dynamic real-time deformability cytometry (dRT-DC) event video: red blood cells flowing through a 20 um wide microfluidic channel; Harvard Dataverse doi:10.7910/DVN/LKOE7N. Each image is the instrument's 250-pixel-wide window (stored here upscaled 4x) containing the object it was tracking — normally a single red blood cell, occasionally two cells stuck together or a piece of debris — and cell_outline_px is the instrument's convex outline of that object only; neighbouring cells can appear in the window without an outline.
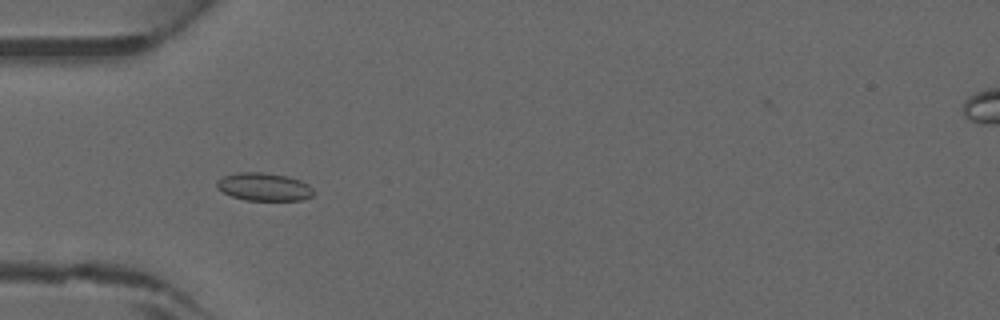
{"species": "common noctule bat (a hibernating species)", "species_latin": "Nyctalus noctula", "temperature_condition": "warm", "stored_images_in_passage": 45, "camera_frame_rate_fps": 3000, "um_per_image_px": 0.085, "animal": {"sex": "male", "forearm_length_mm": 52.5}, "frame": {"image": 1, "passage_image": 14, "time_ms": 4.333, "image_size_px": [1000, 320], "cell_outline_px": [[316, 192], [312, 196], [300, 200], [244, 200], [232, 196], [216, 188], [216, 184], [224, 176], [236, 172], [264, 172], [288, 176], [300, 180], [308, 184]], "centroid_in_image_um": [22.46, 15.87], "position_along_channel_um": 62.5, "area_um2": 15.78}}
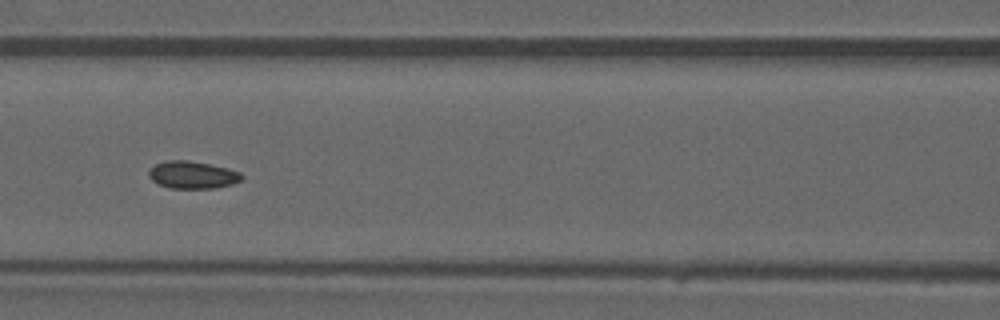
{"frame": {"image": 2, "passage_image": 20, "time_ms": 6.333, "image_size_px": [1000, 320], "cell_outline_px": [[244, 176], [240, 180], [232, 184], [216, 188], [172, 188], [160, 184], [152, 180], [148, 176], [148, 172], [156, 164], [168, 160], [188, 160], [228, 168], [240, 172]], "centroid_in_image_um": [16.38, 14.86], "position_along_channel_um": 150.2, "area_um2": 14.68}}
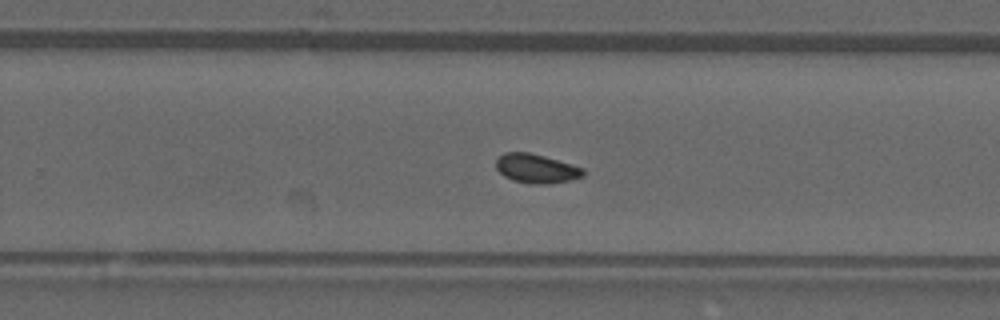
{"frame": {"image": 3, "passage_image": 29, "time_ms": 9.333, "image_size_px": [1000, 320], "cell_outline_px": [[584, 176], [572, 180], [548, 184], [528, 184], [512, 180], [504, 176], [496, 168], [496, 160], [504, 152], [528, 152], [544, 156], [572, 164], [584, 168]], "centroid_in_image_um": [45.6, 14.34], "position_along_channel_um": 284.2, "area_um2": 14.91}}